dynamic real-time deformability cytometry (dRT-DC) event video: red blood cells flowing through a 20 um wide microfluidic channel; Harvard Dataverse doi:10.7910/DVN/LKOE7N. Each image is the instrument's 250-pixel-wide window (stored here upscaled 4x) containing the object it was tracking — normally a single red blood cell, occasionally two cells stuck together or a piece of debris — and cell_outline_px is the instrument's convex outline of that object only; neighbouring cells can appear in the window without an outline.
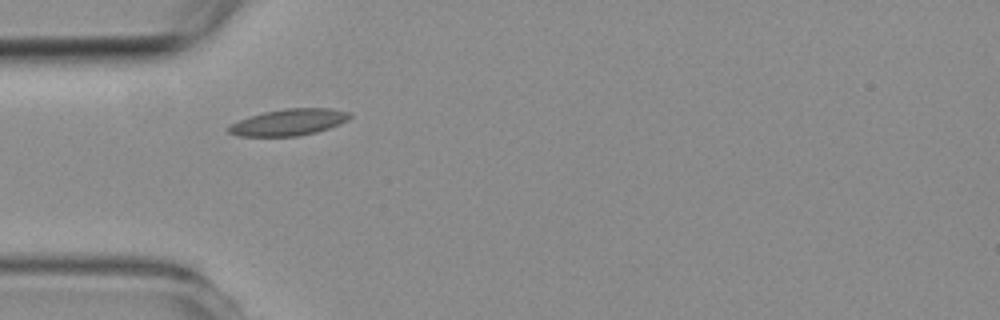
{"species": "common noctule bat (a hibernating species)", "species_latin": "Nyctalus noctula", "temperature_condition": "room temperature", "stored_images_in_passage": 4, "camera_frame_rate_fps": 3000, "um_per_image_px": 0.085, "animal": {"sex": "female", "body_mass_g": 19.3, "forearm_length_mm": 54.1}, "frame": {"image": 1, "passage_image": 3, "time_ms": 3.667, "image_size_px": [1000, 320], "cell_outline_px": [[352, 116], [348, 120], [340, 124], [316, 132], [296, 136], [240, 136], [228, 132], [228, 128], [232, 124], [240, 120], [264, 112], [284, 108], [328, 108], [352, 112]], "centroid_in_image_um": [24.61, 10.38], "position_along_channel_um": 60.4, "area_um2": 18.55}}
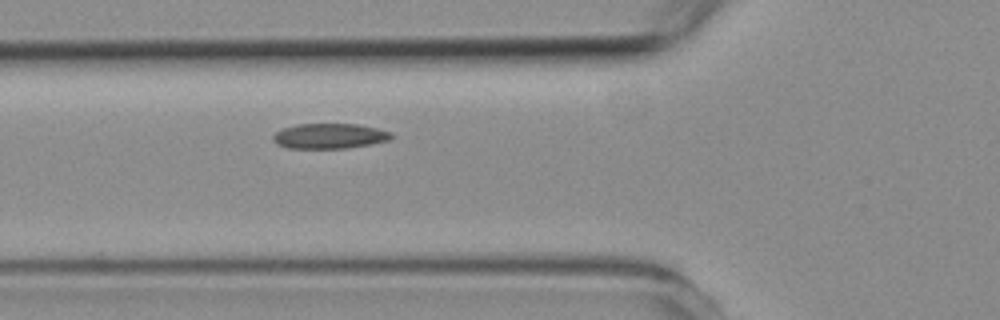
{"frame": {"image": 2, "passage_image": 4, "time_ms": 4.667, "image_size_px": [1000, 320], "cell_outline_px": [[392, 136], [388, 140], [368, 144], [344, 148], [288, 148], [276, 144], [272, 140], [272, 136], [276, 132], [284, 128], [296, 124], [356, 124], [376, 128], [392, 132]], "centroid_in_image_um": [27.96, 11.56], "position_along_channel_um": 97.8, "area_um2": 17.17}}